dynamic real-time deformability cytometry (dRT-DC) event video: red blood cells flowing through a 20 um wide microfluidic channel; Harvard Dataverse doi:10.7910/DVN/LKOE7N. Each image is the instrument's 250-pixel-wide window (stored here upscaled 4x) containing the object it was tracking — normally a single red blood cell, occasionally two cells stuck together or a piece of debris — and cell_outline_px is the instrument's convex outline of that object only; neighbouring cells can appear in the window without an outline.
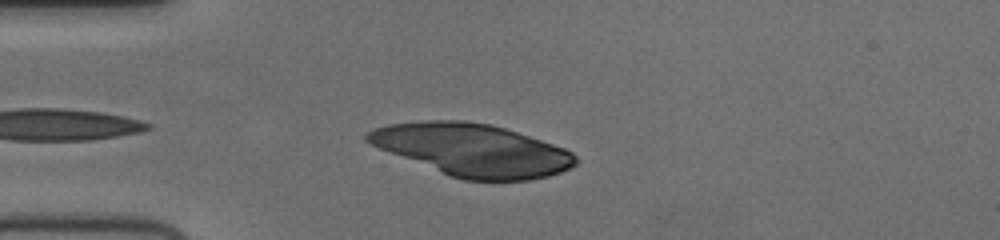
{"species": "human", "species_latin": "Homo sapiens", "temperature_condition": "cold", "stored_images_in_passage": 40, "camera_frame_rate_fps": 3000, "um_per_image_px": 0.085, "donor": {"sex": "female"}, "frame": {"image": 1, "passage_image": 3, "time_ms": 0.667, "image_size_px": [1000, 240], "cell_outline_px": [[576, 164], [560, 172], [548, 176], [528, 180], [464, 180], [452, 176], [380, 148], [364, 140], [364, 132], [372, 128], [388, 124], [424, 120], [464, 120], [492, 124], [564, 148], [572, 152], [576, 156]], "centroid_in_image_um": [40.12, 12.72], "position_along_channel_um": 44.9, "area_um2": 62.77}}